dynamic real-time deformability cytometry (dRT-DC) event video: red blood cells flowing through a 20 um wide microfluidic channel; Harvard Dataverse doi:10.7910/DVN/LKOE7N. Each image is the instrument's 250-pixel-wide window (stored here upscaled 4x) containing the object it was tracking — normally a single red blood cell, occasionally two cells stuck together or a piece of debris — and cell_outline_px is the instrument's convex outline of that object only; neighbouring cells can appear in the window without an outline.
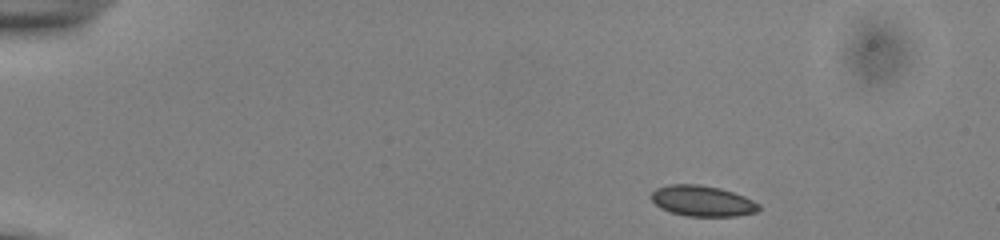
{"species": "common noctule bat (a hibernating species)", "species_latin": "Nyctalus noctula", "temperature_condition": "cold", "stored_images_in_passage": 26, "camera_frame_rate_fps": 3000, "um_per_image_px": 0.085, "animal": {"sex": "male", "body_mass_g": 13.0, "forearm_length_mm": 53.1}, "frame": {"image": 1, "passage_image": 1, "time_ms": 0.0, "image_size_px": [1000, 240], "cell_outline_px": [[760, 208], [756, 212], [736, 216], [688, 216], [672, 212], [660, 208], [652, 200], [652, 192], [656, 188], [668, 184], [700, 184], [720, 188], [744, 196], [760, 204]], "centroid_in_image_um": [59.7, 17.07], "position_along_channel_um": 25.3, "area_um2": 19.19}}
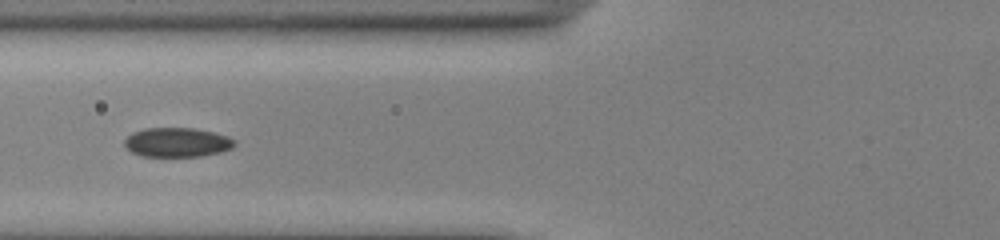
{"frame": {"image": 2, "passage_image": 15, "time_ms": 4.667, "image_size_px": [1000, 240], "cell_outline_px": [[236, 144], [232, 148], [220, 152], [200, 156], [140, 156], [132, 152], [124, 144], [124, 140], [132, 132], [144, 128], [192, 128], [212, 132], [228, 136], [236, 140]], "centroid_in_image_um": [15.06, 12.09], "position_along_channel_um": 110.7, "area_um2": 18.79}}
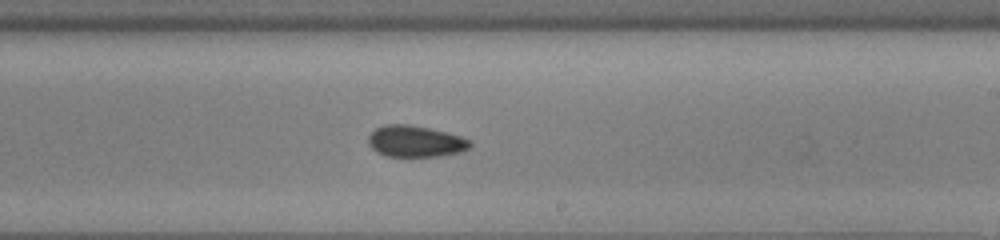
{"frame": {"image": 3, "passage_image": 26, "time_ms": 8.333, "image_size_px": [1000, 240], "cell_outline_px": [[472, 144], [464, 152], [440, 156], [384, 156], [376, 152], [368, 144], [368, 136], [376, 128], [384, 124], [408, 124], [428, 128], [460, 136], [472, 140]], "centroid_in_image_um": [35.31, 12.02], "position_along_channel_um": 253.7, "area_um2": 18.73}}